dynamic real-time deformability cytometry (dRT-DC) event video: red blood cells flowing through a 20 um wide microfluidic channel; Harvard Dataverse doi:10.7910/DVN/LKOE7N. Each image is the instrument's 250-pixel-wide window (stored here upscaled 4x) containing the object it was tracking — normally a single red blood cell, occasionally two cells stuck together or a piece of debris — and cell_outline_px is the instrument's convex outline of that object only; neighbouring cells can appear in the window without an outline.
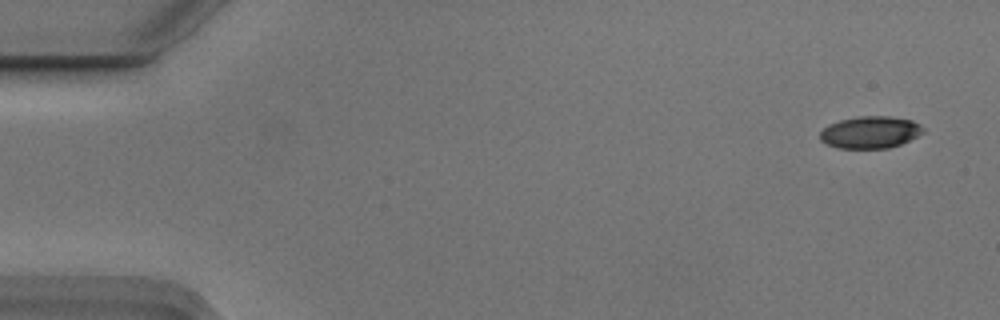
{"species": "Egyptian fruit bat (a non-hibernating species)", "species_latin": "Rousettus aegyptiacus", "temperature_condition": "cold", "stored_images_in_passage": 53, "camera_frame_rate_fps": 3000, "um_per_image_px": 0.085, "animal": {"sex": "male"}, "frame": {"image": 1, "passage_image": 1, "time_ms": 0.0, "image_size_px": [1000, 320], "cell_outline_px": [[924, 132], [900, 144], [888, 148], [836, 148], [820, 140], [820, 132], [828, 124], [840, 120], [860, 116], [888, 116], [912, 120], [920, 124], [924, 128]], "centroid_in_image_um": [73.96, 11.24], "position_along_channel_um": 11.0, "area_um2": 19.19}}
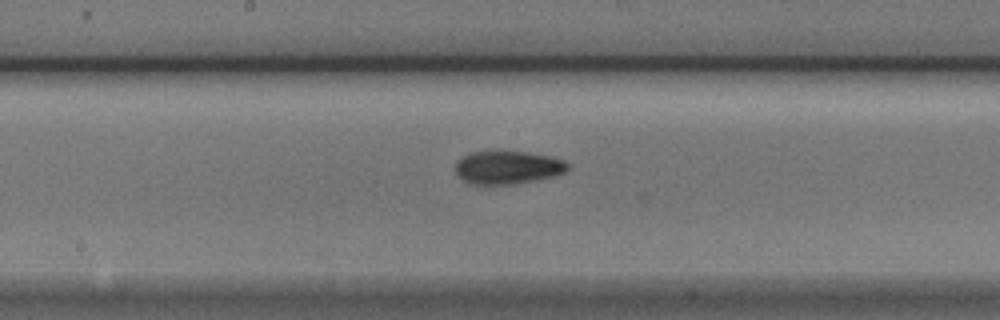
{"frame": {"image": 2, "passage_image": 27, "time_ms": 8.667, "image_size_px": [1000, 320], "cell_outline_px": [[568, 168], [564, 172], [552, 176], [512, 184], [472, 184], [456, 176], [456, 160], [460, 156], [472, 152], [500, 148], [528, 152], [552, 156], [564, 160], [568, 164]], "centroid_in_image_um": [43.09, 14.17], "position_along_channel_um": 205.1, "area_um2": 22.31}}
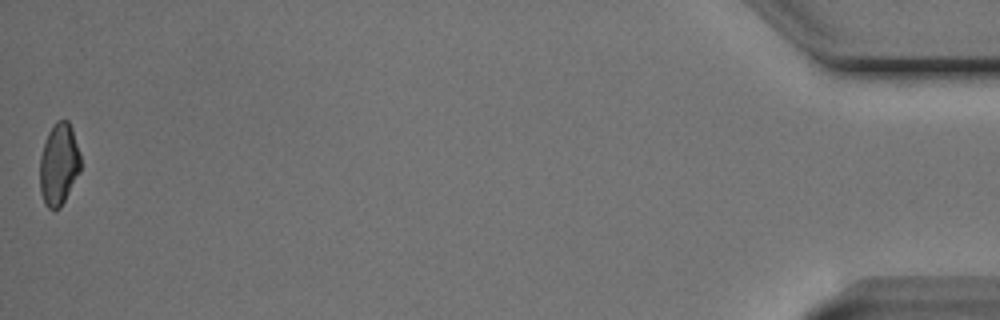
{"frame": {"image": 3, "passage_image": 53, "time_ms": 17.333, "image_size_px": [1000, 320], "cell_outline_px": [[80, 172], [60, 208], [48, 208], [44, 204], [40, 192], [40, 156], [48, 132], [56, 120], [68, 120], [72, 128], [80, 152]], "centroid_in_image_um": [5.0, 13.95], "position_along_channel_um": 430.2, "area_um2": 19.48}, "authors_computed_cell_mechanics": {"area_um2": 20.5768, "velocity_mm_per_s": 3.7392, "shape_relaxation_time_tau1_ms": 6.7698, "shape_relaxation_time_tau2_ms": 3.6075, "deformation_change_tau1": 0.1535, "deformation_change_tau2": 0.09}}